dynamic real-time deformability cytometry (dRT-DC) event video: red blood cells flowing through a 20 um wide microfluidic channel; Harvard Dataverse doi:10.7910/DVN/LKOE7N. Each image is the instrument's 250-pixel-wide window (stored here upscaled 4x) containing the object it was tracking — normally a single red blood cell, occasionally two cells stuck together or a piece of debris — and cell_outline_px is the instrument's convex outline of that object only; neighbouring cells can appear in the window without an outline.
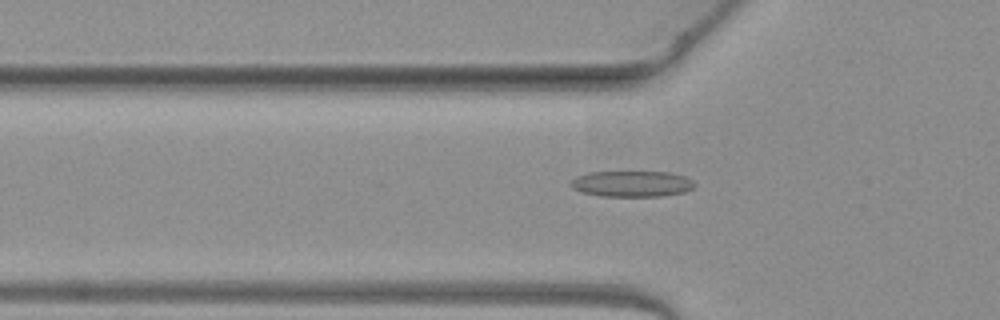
{"species": "common noctule bat (a hibernating species)", "species_latin": "Nyctalus noctula", "temperature_condition": "warm", "stored_images_in_passage": 37, "camera_frame_rate_fps": 3000, "um_per_image_px": 0.085, "animal": {"sex": "female", "body_mass_g": 19.3, "forearm_length_mm": 54.1}, "frame": {"image": 1, "passage_image": 3, "time_ms": 0.667, "image_size_px": [1000, 320], "cell_outline_px": [[696, 184], [692, 188], [684, 192], [664, 196], [600, 196], [580, 192], [572, 188], [568, 184], [576, 176], [588, 172], [668, 172], [684, 176], [692, 180]], "centroid_in_image_um": [53.67, 15.62], "position_along_channel_um": 72.1, "area_um2": 18.84}}
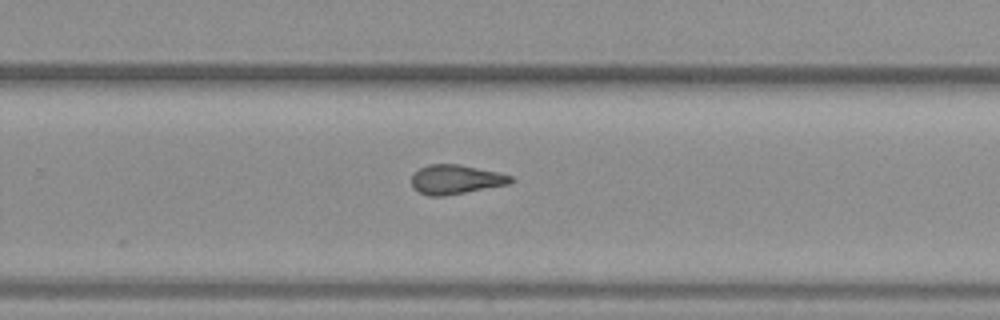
{"frame": {"image": 2, "passage_image": 19, "time_ms": 6.0, "image_size_px": [1000, 320], "cell_outline_px": [[516, 180], [512, 184], [444, 196], [428, 196], [420, 192], [412, 184], [412, 176], [420, 168], [428, 164], [460, 164], [496, 172], [512, 176]], "centroid_in_image_um": [38.8, 15.26], "position_along_channel_um": 291.0, "area_um2": 16.94}}
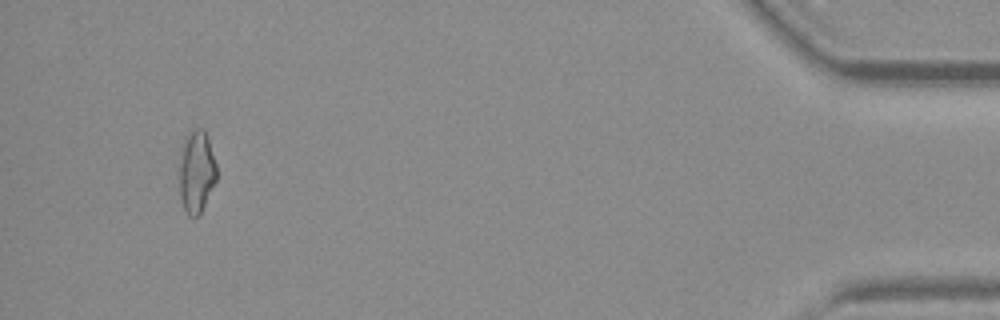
{"frame": {"image": 3, "passage_image": 34, "time_ms": 11.0, "image_size_px": [1000, 320], "cell_outline_px": [[216, 180], [200, 216], [188, 216], [184, 208], [180, 196], [180, 164], [184, 144], [188, 136], [196, 128], [204, 128], [208, 136], [216, 164]], "centroid_in_image_um": [16.73, 14.64], "position_along_channel_um": 418.5, "area_um2": 17.57}, "authors_computed_cell_mechanics": {"area_um2": 17.2244, "velocity_mm_per_s": 4.0991, "shape_relaxation_time_tau1_ms": 10.3017, "shape_relaxation_time_tau2_ms": 2.7305, "deformation_change_tau1": 0.2256, "deformation_change_tau2": 0.1265}}